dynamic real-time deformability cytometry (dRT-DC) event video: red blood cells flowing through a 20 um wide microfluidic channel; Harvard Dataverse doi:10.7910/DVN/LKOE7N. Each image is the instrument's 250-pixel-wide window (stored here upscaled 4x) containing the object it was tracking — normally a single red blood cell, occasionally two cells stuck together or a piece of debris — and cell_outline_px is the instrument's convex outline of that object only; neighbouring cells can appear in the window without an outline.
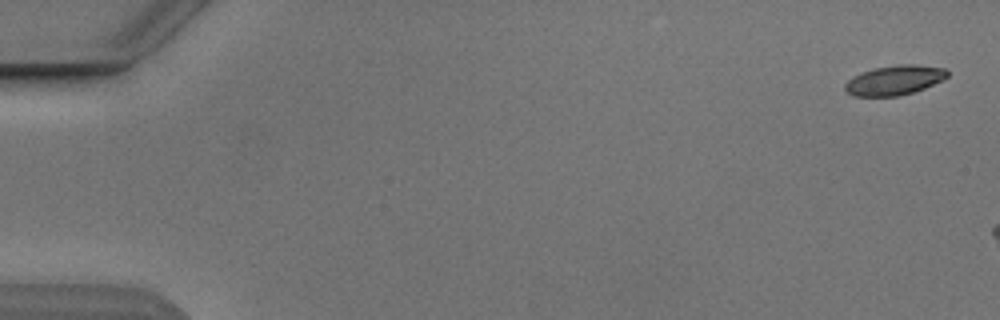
{"species": "Egyptian fruit bat (a non-hibernating species)", "species_latin": "Rousettus aegyptiacus", "temperature_condition": "cold", "stored_images_in_passage": 3, "camera_frame_rate_fps": 3000, "um_per_image_px": 0.085, "animal": {"sex": "male"}, "frame": {"image": 1, "passage_image": 1, "time_ms": 0.0, "image_size_px": [1000, 320], "cell_outline_px": [[948, 76], [944, 80], [924, 88], [900, 96], [852, 96], [844, 88], [844, 84], [852, 76], [876, 68], [896, 64], [916, 64], [944, 68], [948, 72]], "centroid_in_image_um": [76.04, 6.81], "position_along_channel_um": 9.0, "area_um2": 17.69}}